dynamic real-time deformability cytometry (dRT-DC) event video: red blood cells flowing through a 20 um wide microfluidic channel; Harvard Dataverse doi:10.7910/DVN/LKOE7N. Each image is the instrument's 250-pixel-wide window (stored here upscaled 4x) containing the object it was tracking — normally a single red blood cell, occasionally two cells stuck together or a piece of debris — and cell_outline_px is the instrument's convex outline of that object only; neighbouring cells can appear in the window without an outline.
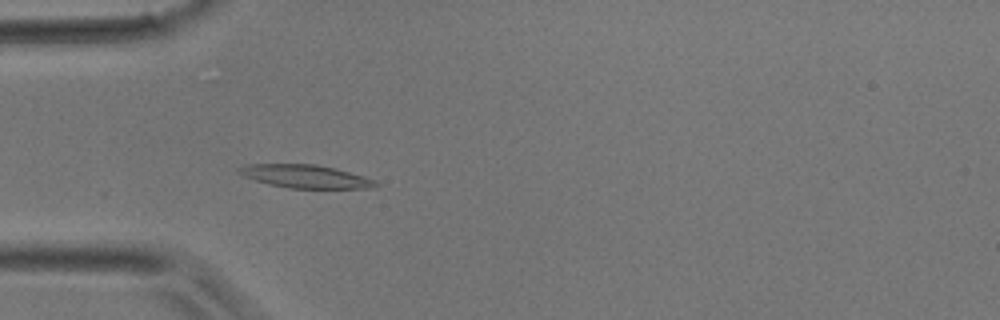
{"species": "common noctule bat (a hibernating species)", "species_latin": "Nyctalus noctula", "temperature_condition": "room temperature", "stored_images_in_passage": 34, "camera_frame_rate_fps": 3000, "um_per_image_px": 0.085, "animal": {"sex": "male", "body_mass_g": 17.9}, "frame": {"image": 1, "passage_image": 5, "time_ms": 1.333, "image_size_px": [1000, 320], "cell_outline_px": [[380, 184], [368, 188], [288, 188], [268, 184], [244, 176], [236, 172], [236, 168], [248, 164], [316, 164], [364, 176], [376, 180]], "centroid_in_image_um": [25.92, 14.99], "position_along_channel_um": 59.1, "area_um2": 18.32}}
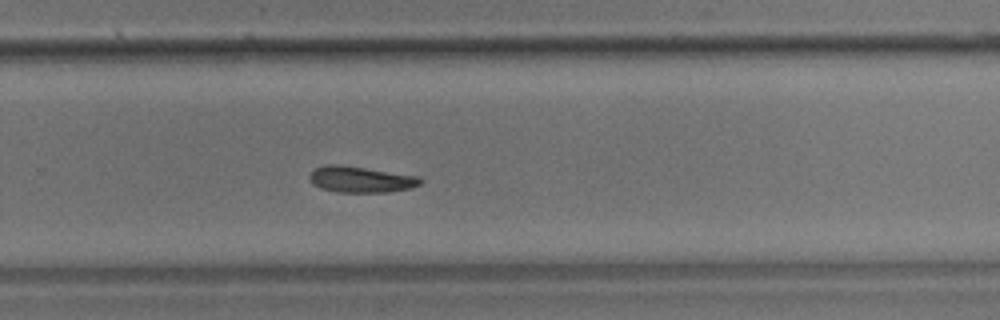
{"frame": {"image": 2, "passage_image": 20, "time_ms": 6.333, "image_size_px": [1000, 320], "cell_outline_px": [[424, 180], [420, 184], [408, 188], [388, 192], [336, 192], [320, 188], [312, 184], [308, 176], [312, 168], [324, 164], [340, 164], [420, 176]], "centroid_in_image_um": [30.61, 15.23], "position_along_channel_um": 299.2, "area_um2": 17.17}}
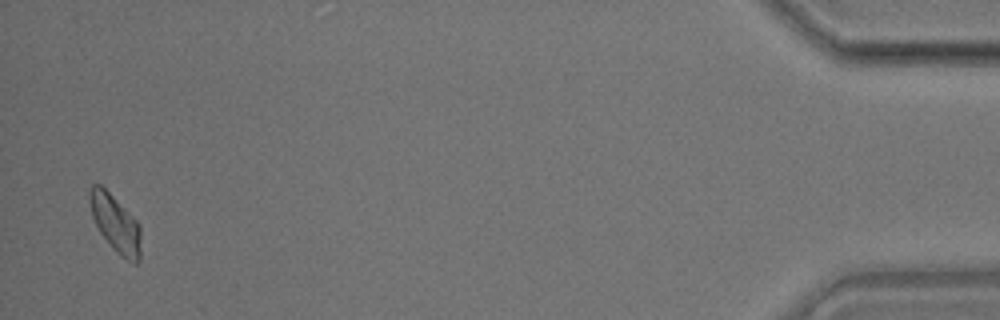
{"frame": {"image": 3, "passage_image": 33, "time_ms": 10.667, "image_size_px": [1000, 320], "cell_outline_px": [[140, 260], [136, 264], [120, 256], [112, 248], [100, 232], [92, 216], [88, 200], [88, 188], [92, 184], [100, 184], [140, 224]], "centroid_in_image_um": [9.79, 19.0], "position_along_channel_um": 425.4, "area_um2": 16.99}}